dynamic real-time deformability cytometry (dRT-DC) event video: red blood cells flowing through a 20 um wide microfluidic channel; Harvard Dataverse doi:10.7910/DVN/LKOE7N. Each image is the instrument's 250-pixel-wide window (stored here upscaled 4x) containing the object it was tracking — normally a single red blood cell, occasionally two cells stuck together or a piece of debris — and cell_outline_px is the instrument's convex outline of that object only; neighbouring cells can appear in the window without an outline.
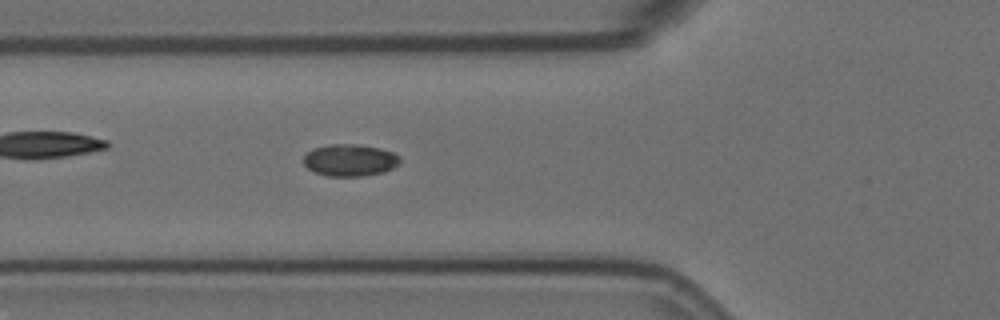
{"species": "Egyptian fruit bat (a non-hibernating species)", "species_latin": "Rousettus aegyptiacus", "temperature_condition": "room temperature", "stored_images_in_passage": 36, "camera_frame_rate_fps": 3000, "um_per_image_px": 0.085, "animal": {"sex": "female"}, "frame": {"image": 1, "passage_image": 6, "time_ms": 1.667, "image_size_px": [1000, 320], "cell_outline_px": [[400, 164], [384, 172], [360, 176], [328, 176], [316, 172], [308, 168], [304, 164], [304, 156], [312, 148], [328, 144], [360, 144], [380, 148], [392, 152], [400, 156]], "centroid_in_image_um": [29.76, 13.6], "position_along_channel_um": 96.0, "area_um2": 18.03}}
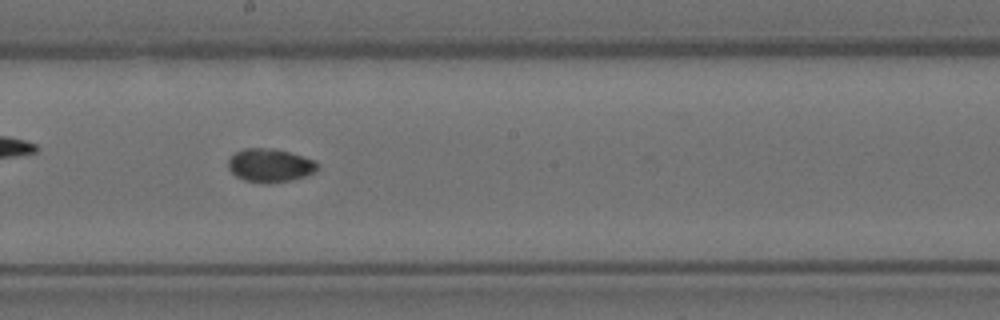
{"frame": {"image": 2, "passage_image": 17, "time_ms": 5.333, "image_size_px": [1000, 320], "cell_outline_px": [[320, 168], [316, 172], [304, 176], [288, 180], [268, 184], [264, 184], [244, 180], [236, 176], [228, 168], [228, 160], [232, 152], [244, 148], [272, 148], [288, 152], [316, 160], [320, 164]], "centroid_in_image_um": [22.95, 14.05], "position_along_channel_um": 225.3, "area_um2": 17.69}}
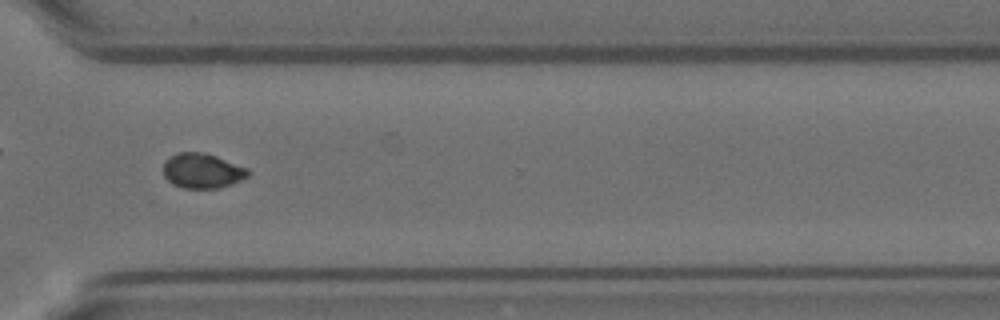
{"frame": {"image": 3, "passage_image": 28, "time_ms": 9.0, "image_size_px": [1000, 320], "cell_outline_px": [[248, 176], [240, 180], [216, 188], [184, 188], [172, 184], [164, 176], [164, 160], [176, 152], [204, 152], [216, 156], [248, 168]], "centroid_in_image_um": [17.15, 14.5], "position_along_channel_um": 353.4, "area_um2": 17.11}, "authors_computed_cell_mechanics": {"area_um2": 17.2822, "velocity_mm_per_s": 3.506, "shape_relaxation_time_tau1_ms": null, "shape_relaxation_time_tau2_ms": 4.5585, "deformation_change_tau1": null, "deformation_change_tau2": 0.0541}}